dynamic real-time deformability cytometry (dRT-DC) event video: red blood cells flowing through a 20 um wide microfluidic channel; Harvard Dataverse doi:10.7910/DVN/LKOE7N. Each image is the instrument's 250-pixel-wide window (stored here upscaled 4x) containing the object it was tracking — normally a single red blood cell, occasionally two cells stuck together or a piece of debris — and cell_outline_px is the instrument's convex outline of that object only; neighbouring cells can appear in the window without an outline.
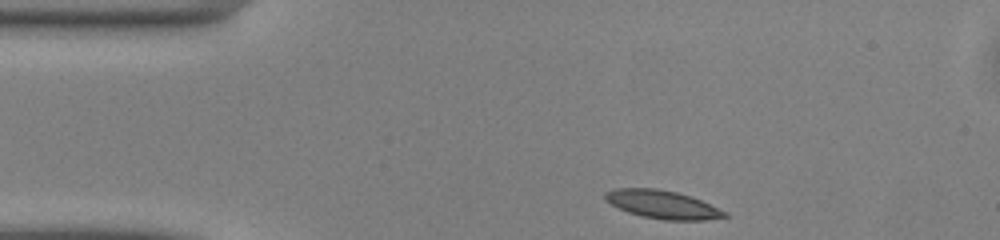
{"species": "common noctule bat (a hibernating species)", "species_latin": "Nyctalus noctula", "temperature_condition": "warm", "stored_images_in_passage": 42, "camera_frame_rate_fps": 3000, "um_per_image_px": 0.085, "animal": {"sex": "male", "body_mass_g": 13.0, "forearm_length_mm": 53.1}, "frame": {"image": 1, "passage_image": 1, "time_ms": 0.0, "image_size_px": [1000, 240], "cell_outline_px": [[728, 216], [704, 220], [664, 220], [640, 216], [628, 212], [604, 200], [604, 192], [616, 188], [656, 188], [676, 192], [700, 200], [728, 212]], "centroid_in_image_um": [56.29, 17.38], "position_along_channel_um": 28.7, "area_um2": 19.54}}
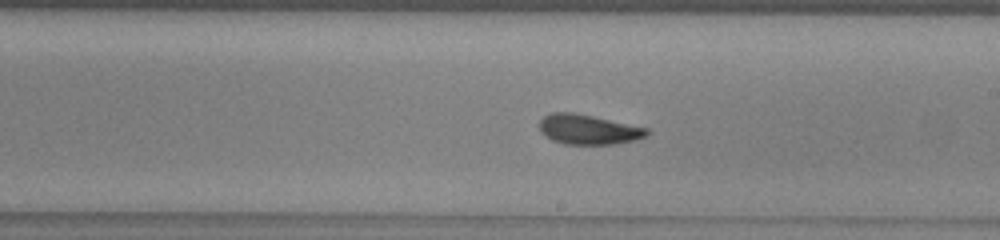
{"frame": {"image": 2, "passage_image": 20, "time_ms": 6.333, "image_size_px": [1000, 240], "cell_outline_px": [[652, 132], [648, 136], [636, 140], [616, 144], [564, 144], [552, 140], [540, 132], [540, 120], [544, 116], [552, 112], [572, 112], [592, 116], [648, 128]], "centroid_in_image_um": [50.04, 11.01], "position_along_channel_um": 239.0, "area_um2": 18.79}}
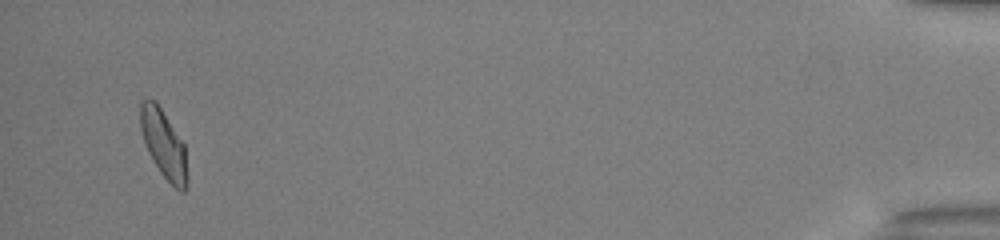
{"frame": {"image": 3, "passage_image": 40, "time_ms": 13.0, "image_size_px": [1000, 240], "cell_outline_px": [[188, 184], [184, 192], [180, 192], [160, 172], [152, 160], [148, 152], [140, 128], [140, 104], [144, 100], [152, 100], [160, 108], [184, 144], [188, 176]], "centroid_in_image_um": [13.93, 12.32], "position_along_channel_um": 421.3, "area_um2": 18.26}, "authors_computed_cell_mechanics": {"area_um2": 18.8139, "velocity_mm_per_s": 4.0942, "shape_relaxation_time_tau1_ms": 4.9732, "shape_relaxation_time_tau2_ms": 2.2894, "deformation_change_tau1": 0.1403, "deformation_change_tau2": 0.0869}}